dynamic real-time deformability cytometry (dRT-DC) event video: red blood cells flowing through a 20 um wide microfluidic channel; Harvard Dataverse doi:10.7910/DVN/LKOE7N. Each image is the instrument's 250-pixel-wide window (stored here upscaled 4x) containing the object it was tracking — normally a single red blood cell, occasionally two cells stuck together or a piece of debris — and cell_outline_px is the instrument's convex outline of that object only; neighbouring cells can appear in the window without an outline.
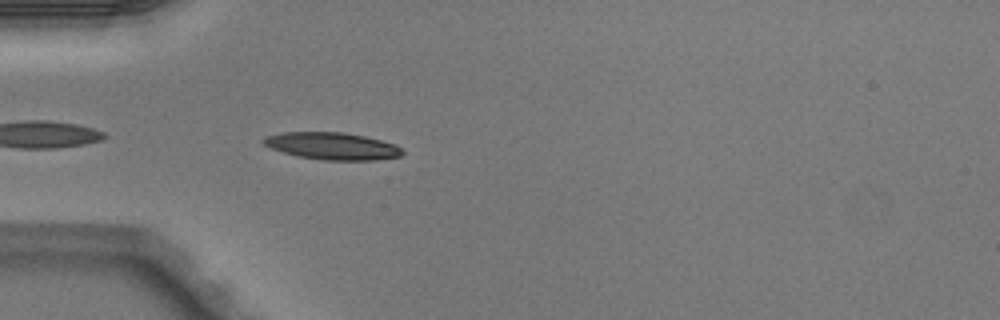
{"species": "Egyptian fruit bat (a non-hibernating species)", "species_latin": "Rousettus aegyptiacus", "temperature_condition": "warm", "stored_images_in_passage": 17, "camera_frame_rate_fps": 3000, "um_per_image_px": 0.085, "animal": {"sex": "male"}, "frame": {"image": 1, "passage_image": 2, "time_ms": 0.333, "image_size_px": [1000, 320], "cell_outline_px": [[404, 152], [400, 156], [376, 160], [324, 160], [300, 156], [284, 152], [272, 148], [264, 144], [260, 140], [264, 136], [284, 132], [344, 132], [364, 136], [396, 144]], "centroid_in_image_um": [28.24, 12.4], "position_along_channel_um": 56.8, "area_um2": 21.85}}
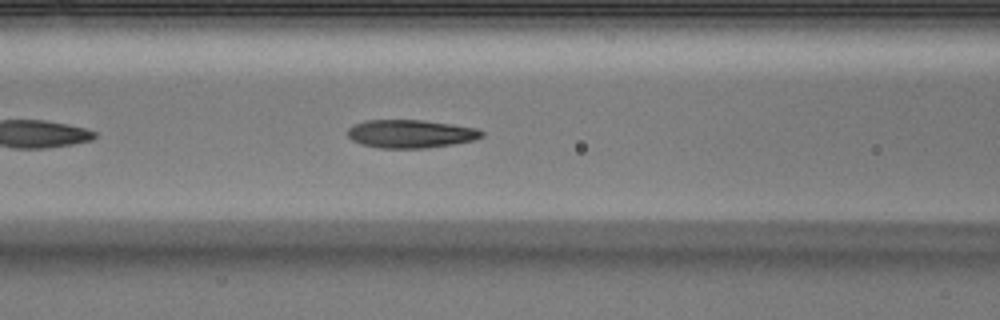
{"frame": {"image": 2, "passage_image": 8, "time_ms": 2.333, "image_size_px": [1000, 320], "cell_outline_px": [[484, 136], [472, 140], [452, 144], [428, 148], [380, 148], [360, 144], [352, 140], [348, 136], [348, 128], [364, 120], [424, 120], [452, 124], [476, 128], [484, 132]], "centroid_in_image_um": [34.89, 11.37], "position_along_channel_um": 131.7, "area_um2": 22.02}}
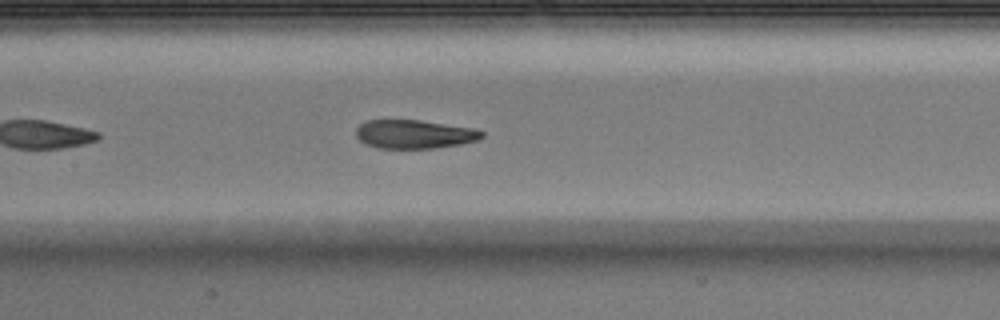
{"frame": {"image": 3, "passage_image": 11, "time_ms": 3.333, "image_size_px": [1000, 320], "cell_outline_px": [[484, 136], [476, 140], [460, 144], [436, 148], [376, 148], [360, 140], [356, 136], [356, 128], [364, 120], [420, 120], [472, 128], [484, 132]], "centroid_in_image_um": [35.19, 11.4], "position_along_channel_um": 172.2, "area_um2": 20.92}}